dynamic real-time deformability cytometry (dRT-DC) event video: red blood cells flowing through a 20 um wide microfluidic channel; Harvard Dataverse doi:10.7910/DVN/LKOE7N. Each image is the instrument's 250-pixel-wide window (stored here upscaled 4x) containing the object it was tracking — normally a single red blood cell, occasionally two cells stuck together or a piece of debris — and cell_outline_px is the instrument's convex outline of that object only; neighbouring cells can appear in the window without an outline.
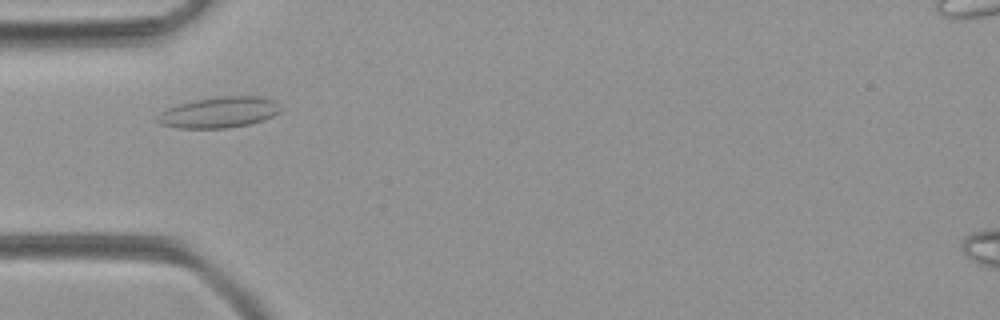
{"species": "common noctule bat (a hibernating species)", "species_latin": "Nyctalus noctula", "temperature_condition": "room temperature", "stored_images_in_passage": 38, "camera_frame_rate_fps": 3000, "um_per_image_px": 0.085, "animal": {"sex": "female", "body_mass_g": 21.9}, "frame": {"image": 1, "passage_image": 4, "time_ms": 1.0, "image_size_px": [1000, 320], "cell_outline_px": [[280, 112], [264, 120], [248, 124], [228, 128], [176, 128], [160, 124], [156, 120], [156, 116], [160, 112], [168, 108], [180, 104], [196, 100], [220, 96], [260, 96], [276, 100], [280, 108]], "centroid_in_image_um": [18.63, 9.55], "position_along_channel_um": 66.4, "area_um2": 22.2}}
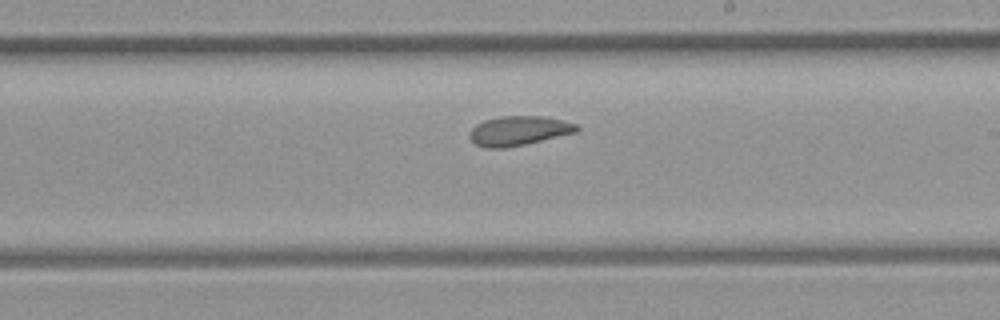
{"frame": {"image": 2, "passage_image": 17, "time_ms": 5.333, "image_size_px": [1000, 320], "cell_outline_px": [[580, 128], [576, 132], [524, 144], [504, 148], [484, 148], [476, 144], [468, 136], [468, 132], [476, 124], [484, 120], [500, 116], [544, 116], [564, 120], [576, 124]], "centroid_in_image_um": [44.06, 11.1], "position_along_channel_um": 244.9, "area_um2": 18.38}}
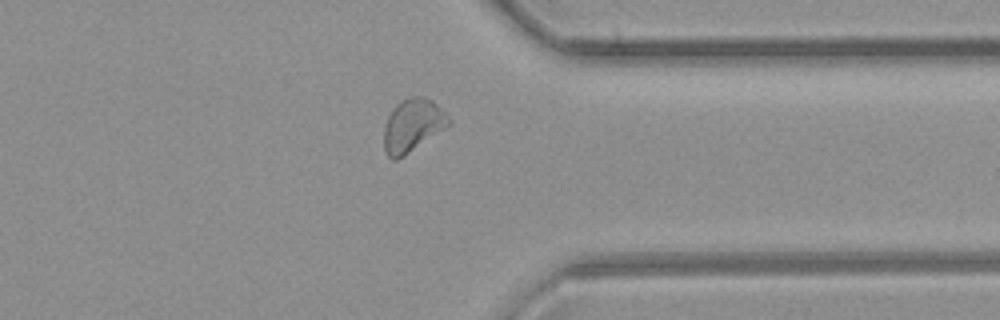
{"frame": {"image": 3, "passage_image": 27, "time_ms": 8.667, "image_size_px": [1000, 320], "cell_outline_px": [[452, 124], [396, 160], [392, 160], [384, 152], [384, 128], [388, 116], [392, 108], [400, 100], [412, 96], [424, 96], [432, 100], [452, 120]], "centroid_in_image_um": [35.07, 10.63], "position_along_channel_um": 376.3, "area_um2": 19.94}}